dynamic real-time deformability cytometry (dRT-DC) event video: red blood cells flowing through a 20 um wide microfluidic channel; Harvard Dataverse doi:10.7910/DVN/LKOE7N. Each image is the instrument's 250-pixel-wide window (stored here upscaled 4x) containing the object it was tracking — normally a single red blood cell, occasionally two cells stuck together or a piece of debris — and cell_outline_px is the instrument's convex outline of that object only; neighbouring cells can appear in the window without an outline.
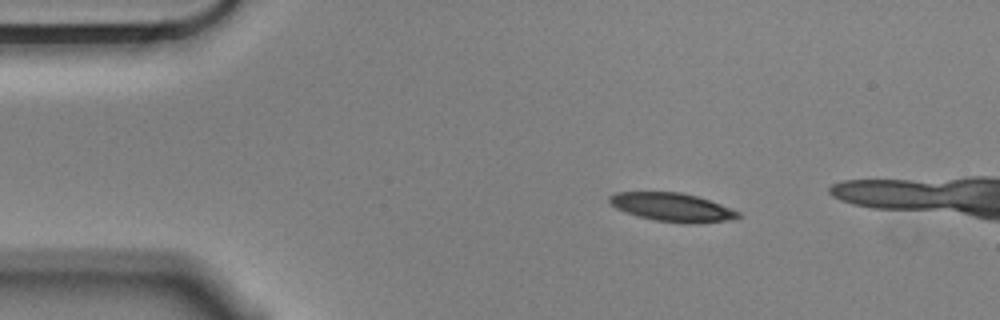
{"species": "Egyptian fruit bat (a non-hibernating species)", "species_latin": "Rousettus aegyptiacus", "temperature_condition": "cold", "stored_images_in_passage": 7, "camera_frame_rate_fps": 3000, "um_per_image_px": 0.085, "animal": {"sex": "male"}, "frame": {"image": 1, "passage_image": 1, "time_ms": 0.0, "image_size_px": [1000, 320], "cell_outline_px": [[740, 216], [732, 220], [696, 224], [684, 224], [656, 220], [624, 212], [616, 208], [608, 200], [608, 196], [616, 192], [680, 192], [696, 196], [720, 204], [740, 212]], "centroid_in_image_um": [57.15, 17.62], "position_along_channel_um": 27.9, "area_um2": 21.39}}